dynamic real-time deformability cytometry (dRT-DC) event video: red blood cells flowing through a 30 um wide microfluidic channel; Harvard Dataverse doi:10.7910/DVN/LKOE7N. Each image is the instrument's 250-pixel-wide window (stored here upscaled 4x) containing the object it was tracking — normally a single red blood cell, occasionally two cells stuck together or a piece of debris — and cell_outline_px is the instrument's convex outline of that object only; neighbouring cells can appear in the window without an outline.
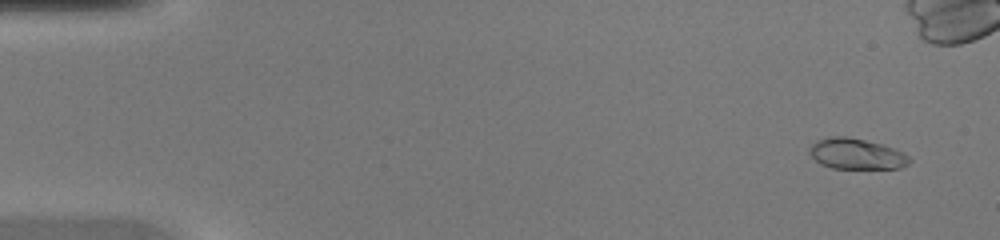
{"species": "common noctule bat (a hibernating species)", "species_latin": "Nyctalus noctula", "temperature_condition": "warm", "stored_images_in_passage": 47, "camera_frame_rate_fps": 3000, "um_per_image_px": 0.085, "animal": {"sex": "female", "body_mass_g": 20.0, "forearm_length_mm": 54.0}, "frame": {"image": 1, "passage_image": 3, "time_ms": 0.667, "image_size_px": [1000, 240], "cell_outline_px": [[912, 160], [908, 164], [900, 168], [832, 168], [820, 164], [808, 152], [808, 148], [816, 140], [832, 136], [844, 136], [864, 140], [880, 144], [904, 152]], "centroid_in_image_um": [72.77, 13.08], "position_along_channel_um": 12.2, "area_um2": 17.8}}
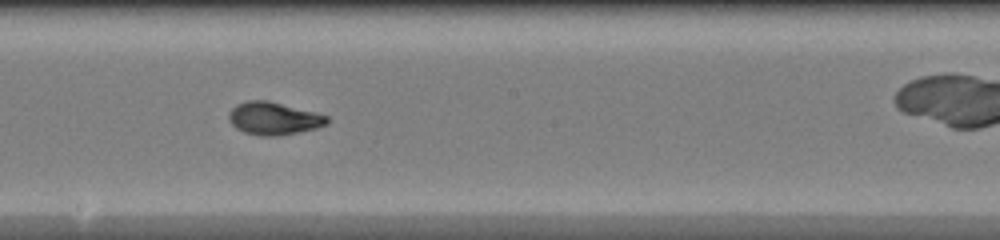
{"frame": {"image": 2, "passage_image": 26, "time_ms": 8.333, "image_size_px": [1000, 240], "cell_outline_px": [[328, 124], [316, 128], [276, 136], [260, 136], [244, 132], [236, 128], [228, 120], [228, 112], [236, 104], [248, 100], [268, 100], [328, 116]], "centroid_in_image_um": [23.22, 10.06], "position_along_channel_um": 225.0, "area_um2": 18.61}}
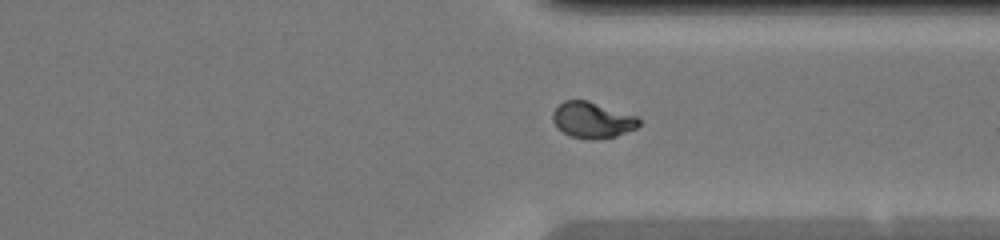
{"frame": {"image": 3, "passage_image": 35, "time_ms": 11.333, "image_size_px": [1000, 240], "cell_outline_px": [[640, 124], [636, 128], [616, 136], [596, 140], [592, 140], [568, 136], [556, 128], [552, 120], [552, 112], [564, 100], [588, 100], [636, 116], [640, 120]], "centroid_in_image_um": [50.31, 10.21], "position_along_channel_um": 361.1, "area_um2": 18.26}}